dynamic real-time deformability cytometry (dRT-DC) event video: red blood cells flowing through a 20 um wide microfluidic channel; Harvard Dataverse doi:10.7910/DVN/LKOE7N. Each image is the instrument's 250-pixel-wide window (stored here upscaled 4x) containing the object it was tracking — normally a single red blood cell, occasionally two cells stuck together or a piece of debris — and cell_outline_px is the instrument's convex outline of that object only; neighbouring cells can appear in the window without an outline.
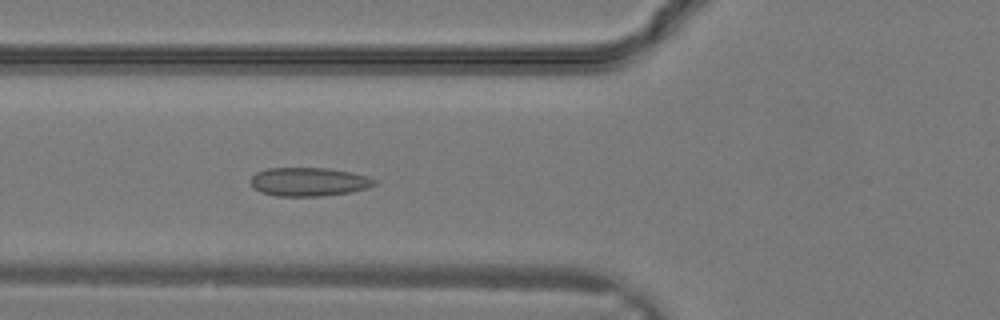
{"species": "common noctule bat (a hibernating species)", "species_latin": "Nyctalus noctula", "temperature_condition": "warm", "stored_images_in_passage": 3, "camera_frame_rate_fps": 3000, "um_per_image_px": 0.085, "animal": {"sex": "male", "body_mass_g": 19.2, "forearm_length_mm": 51.8}, "frame": {"image": 1, "passage_image": 3, "time_ms": 0.667, "image_size_px": [1000, 320], "cell_outline_px": [[376, 184], [368, 188], [348, 192], [320, 196], [276, 196], [260, 192], [248, 180], [256, 172], [268, 168], [328, 168], [352, 172], [368, 176], [376, 180]], "centroid_in_image_um": [26.24, 15.44], "position_along_channel_um": 99.6, "area_um2": 20.69}}